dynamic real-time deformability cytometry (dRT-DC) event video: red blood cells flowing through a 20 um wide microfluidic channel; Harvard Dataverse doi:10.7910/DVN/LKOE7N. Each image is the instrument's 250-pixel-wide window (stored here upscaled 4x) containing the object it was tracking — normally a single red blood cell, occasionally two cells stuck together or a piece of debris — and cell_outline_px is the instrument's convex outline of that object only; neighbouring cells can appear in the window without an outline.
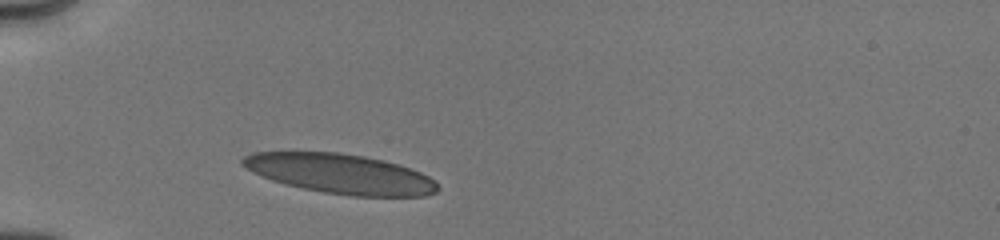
{"species": "human", "species_latin": "Homo sapiens", "temperature_condition": "cold", "stored_images_in_passage": 44, "camera_frame_rate_fps": 3000, "um_per_image_px": 0.085, "donor": {"sex": "male"}, "frame": {"image": 1, "passage_image": 1, "time_ms": 0.0, "image_size_px": [1000, 240], "cell_outline_px": [[440, 188], [436, 192], [424, 196], [352, 196], [324, 192], [304, 188], [272, 180], [252, 172], [244, 168], [240, 164], [240, 160], [244, 156], [252, 152], [336, 152], [364, 156], [384, 160], [400, 164], [420, 172], [428, 176]], "centroid_in_image_um": [28.91, 14.76], "position_along_channel_um": 56.1, "area_um2": 45.03}}
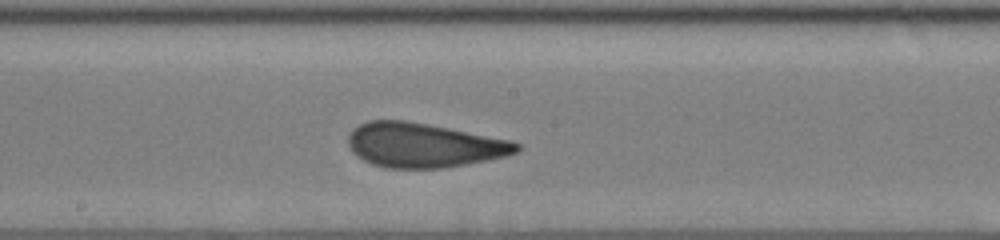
{"frame": {"image": 2, "passage_image": 18, "time_ms": 4.333, "image_size_px": [1000, 240], "cell_outline_px": [[520, 148], [516, 152], [504, 156], [444, 168], [384, 168], [372, 164], [356, 156], [352, 152], [348, 144], [348, 136], [352, 128], [368, 120], [404, 120], [428, 124], [512, 140], [520, 144]], "centroid_in_image_um": [35.96, 12.33], "position_along_channel_um": 212.2, "area_um2": 43.52}}
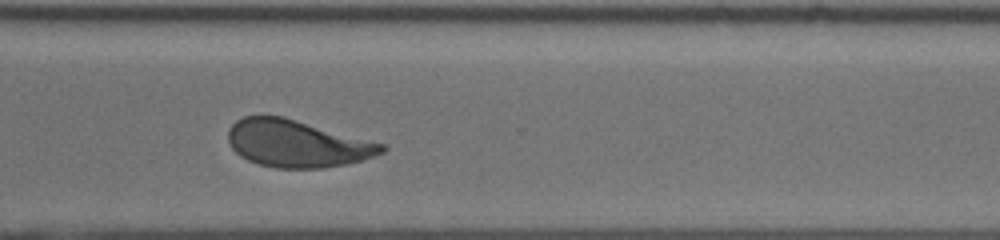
{"frame": {"image": 3, "passage_image": 43, "time_ms": 7.667, "image_size_px": [1000, 240], "cell_outline_px": [[388, 148], [384, 152], [360, 160], [344, 164], [320, 168], [276, 168], [260, 164], [248, 160], [240, 156], [232, 148], [228, 140], [228, 128], [236, 120], [244, 116], [284, 116], [384, 144]], "centroid_in_image_um": [25.21, 12.19], "position_along_channel_um": 345.4, "area_um2": 41.96}}